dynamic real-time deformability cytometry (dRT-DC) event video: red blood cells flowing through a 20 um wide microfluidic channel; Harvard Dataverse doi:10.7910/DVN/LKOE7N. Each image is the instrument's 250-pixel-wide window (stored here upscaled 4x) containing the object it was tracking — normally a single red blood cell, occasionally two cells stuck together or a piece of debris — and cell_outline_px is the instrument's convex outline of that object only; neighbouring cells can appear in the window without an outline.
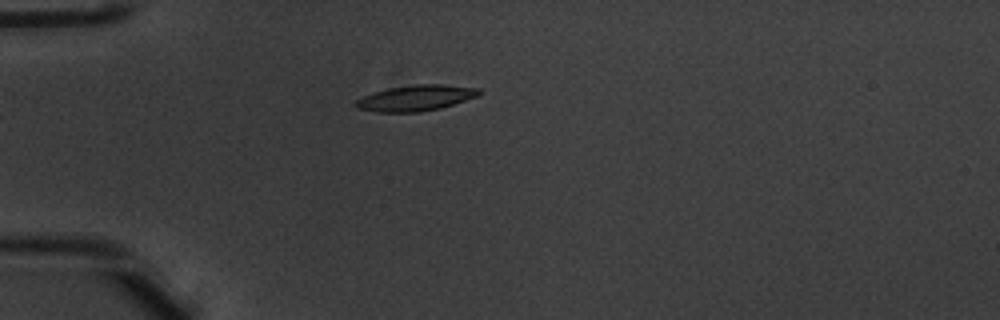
{"species": "common noctule bat (a hibernating species)", "species_latin": "Nyctalus noctula", "temperature_condition": "warm", "stored_images_in_passage": 38, "camera_frame_rate_fps": 3000, "um_per_image_px": 0.085, "animal": {"sex": "male", "body_mass_g": 20.1, "forearm_length_mm": 53.5}, "frame": {"image": 1, "passage_image": 1, "time_ms": 0.0, "image_size_px": [1000, 320], "cell_outline_px": [[480, 96], [440, 108], [420, 112], [376, 112], [356, 108], [352, 104], [356, 100], [364, 96], [388, 88], [416, 84], [440, 84], [480, 88]], "centroid_in_image_um": [35.35, 8.33], "position_along_channel_um": 49.7, "area_um2": 18.55}}
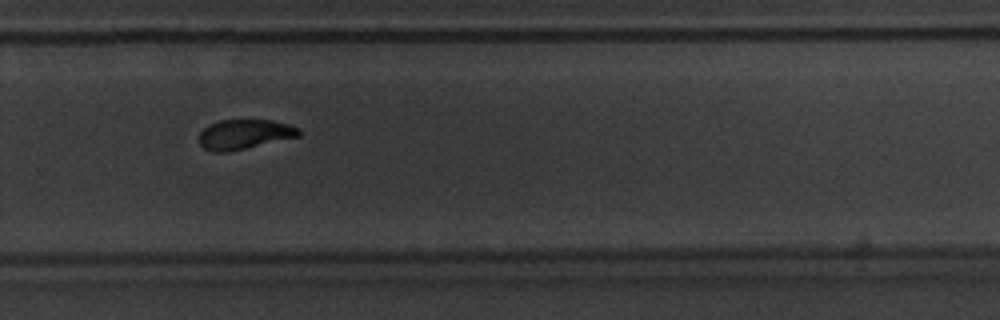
{"frame": {"image": 2, "passage_image": 22, "time_ms": 7.0, "image_size_px": [1000, 320], "cell_outline_px": [[300, 136], [228, 152], [212, 152], [204, 148], [200, 144], [200, 132], [208, 124], [220, 120], [272, 120], [288, 124], [300, 128]], "centroid_in_image_um": [20.77, 11.41], "position_along_channel_um": 309.0, "area_um2": 17.28}}
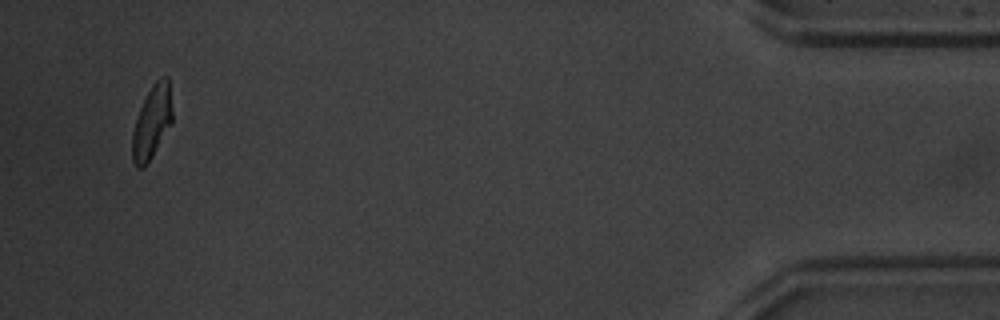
{"frame": {"image": 3, "passage_image": 36, "time_ms": 11.667, "image_size_px": [1000, 320], "cell_outline_px": [[172, 124], [152, 156], [144, 168], [136, 168], [132, 160], [132, 132], [140, 108], [152, 84], [160, 76], [168, 76], [172, 108]], "centroid_in_image_um": [12.92, 10.39], "position_along_channel_um": 422.3, "area_um2": 17.11}, "authors_computed_cell_mechanics": {"area_um2": 18.207, "velocity_mm_per_s": 3.9529, "shape_relaxation_time_tau1_ms": 3.2762, "shape_relaxation_time_tau2_ms": 1.9717, "deformation_change_tau1": 0.1484, "deformation_change_tau2": 0.0767}}